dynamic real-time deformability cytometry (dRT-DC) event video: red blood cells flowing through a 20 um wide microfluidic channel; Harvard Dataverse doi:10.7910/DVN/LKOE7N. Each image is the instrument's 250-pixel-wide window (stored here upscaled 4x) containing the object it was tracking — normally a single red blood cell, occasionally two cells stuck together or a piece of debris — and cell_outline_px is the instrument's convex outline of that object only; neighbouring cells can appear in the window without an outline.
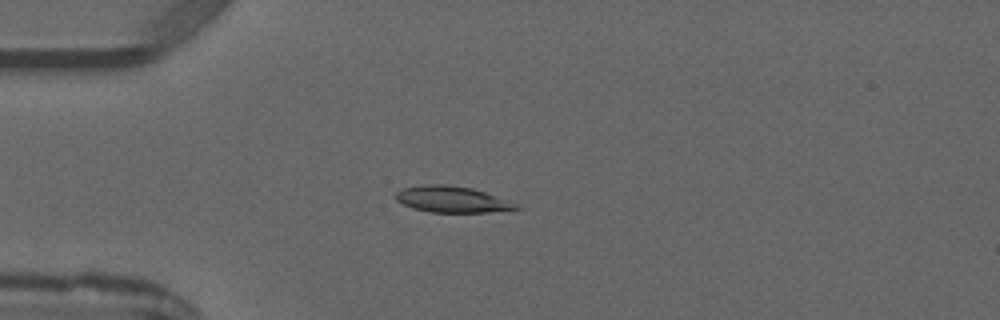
{"species": "common noctule bat (a hibernating species)", "species_latin": "Nyctalus noctula", "temperature_condition": "warm", "stored_images_in_passage": 4, "camera_frame_rate_fps": 3000, "um_per_image_px": 0.085, "animal": {"sex": "male", "forearm_length_mm": 52.5}, "frame": {"image": 1, "passage_image": 3, "time_ms": 2.333, "image_size_px": [1000, 320], "cell_outline_px": [[524, 208], [488, 212], [432, 212], [412, 208], [396, 200], [396, 192], [404, 188], [424, 184], [444, 184], [472, 188], [508, 200]], "centroid_in_image_um": [38.42, 16.94], "position_along_channel_um": 46.6, "area_um2": 18.21}}